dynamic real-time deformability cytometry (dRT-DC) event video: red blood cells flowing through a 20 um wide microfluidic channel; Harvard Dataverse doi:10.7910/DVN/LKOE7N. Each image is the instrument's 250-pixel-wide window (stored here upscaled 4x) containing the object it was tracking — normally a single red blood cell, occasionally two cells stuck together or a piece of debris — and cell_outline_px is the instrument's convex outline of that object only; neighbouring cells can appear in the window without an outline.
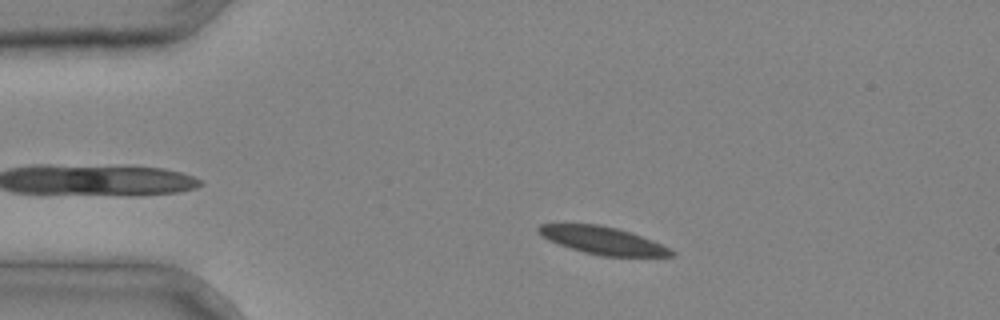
{"species": "common noctule bat (a hibernating species)", "species_latin": "Nyctalus noctula", "temperature_condition": "cold", "stored_images_in_passage": 3, "camera_frame_rate_fps": 3000, "um_per_image_px": 0.085, "animal": {"sex": "male", "body_mass_g": 20.4}, "frame": {"image": 1, "passage_image": 1, "time_ms": 0.0, "image_size_px": [1000, 320], "cell_outline_px": [[676, 256], [604, 256], [584, 252], [548, 240], [536, 228], [540, 224], [600, 224], [632, 232], [652, 240], [676, 252]], "centroid_in_image_um": [51.27, 20.43], "position_along_channel_um": 33.7, "area_um2": 21.04}}